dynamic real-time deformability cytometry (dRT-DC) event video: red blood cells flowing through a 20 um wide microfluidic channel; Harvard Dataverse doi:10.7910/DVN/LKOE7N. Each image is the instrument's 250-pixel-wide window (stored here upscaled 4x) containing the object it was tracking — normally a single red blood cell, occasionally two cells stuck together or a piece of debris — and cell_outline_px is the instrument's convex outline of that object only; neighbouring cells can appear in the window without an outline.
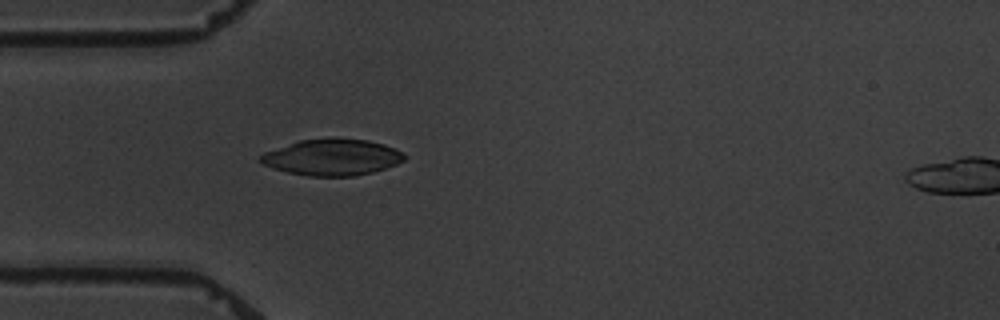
{"species": "common noctule bat (a hibernating species)", "species_latin": "Nyctalus noctula", "temperature_condition": "warm", "stored_images_in_passage": 7, "segment_of_instrument_passage": [2, 2], "camera_frame_rate_fps": 3000, "um_per_image_px": 0.085, "animal": {"sex": "male", "body_mass_g": 19.5, "forearm_length_mm": 54.6}, "frame": {"image": 1, "passage_image": 6, "time_ms": 6.0, "image_size_px": [1000, 320], "cell_outline_px": [[408, 156], [404, 160], [396, 164], [372, 172], [356, 176], [308, 176], [288, 172], [272, 168], [264, 164], [260, 160], [260, 156], [264, 152], [300, 140], [332, 136], [336, 136], [368, 140], [384, 144], [396, 148], [404, 152]], "centroid_in_image_um": [28.28, 13.34], "position_along_channel_um": 56.7, "area_um2": 30.92}}